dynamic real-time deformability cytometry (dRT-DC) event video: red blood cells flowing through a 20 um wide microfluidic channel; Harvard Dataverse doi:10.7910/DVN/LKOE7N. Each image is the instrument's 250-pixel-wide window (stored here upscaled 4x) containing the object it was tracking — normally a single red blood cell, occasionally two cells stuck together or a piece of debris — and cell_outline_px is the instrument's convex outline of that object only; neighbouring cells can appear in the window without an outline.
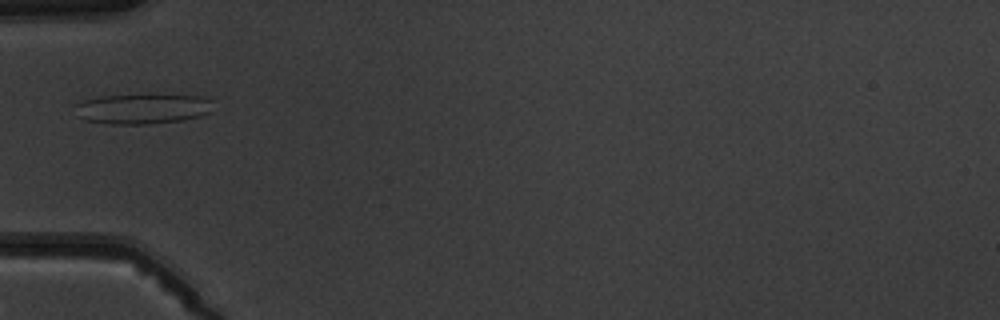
{"species": "common noctule bat (a hibernating species)", "species_latin": "Nyctalus noctula", "temperature_condition": "warm", "stored_images_in_passage": 5, "camera_frame_rate_fps": 3000, "um_per_image_px": 0.085, "animal": {"sex": "male", "body_mass_g": 19.5, "forearm_length_mm": 54.6}, "frame": {"image": 1, "passage_image": 4, "time_ms": 3.667, "image_size_px": [1000, 320], "cell_outline_px": [[212, 112], [200, 116], [180, 120], [148, 124], [108, 124], [88, 120], [80, 116], [76, 104], [84, 100], [104, 96], [200, 96], [212, 100]], "centroid_in_image_um": [12.17, 9.26], "position_along_channel_um": 72.8, "area_um2": 23.47}}
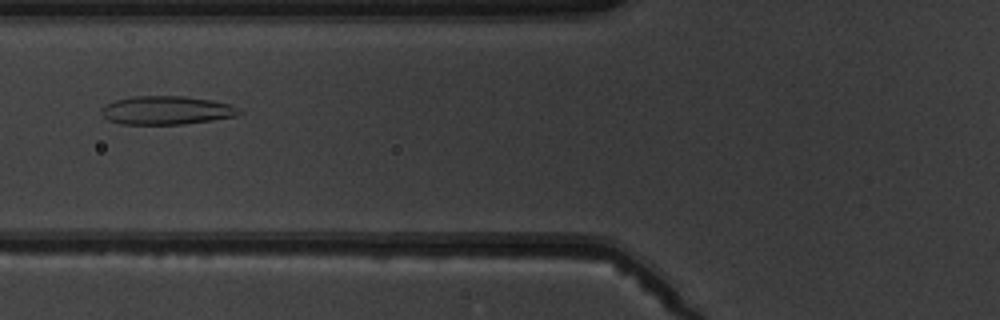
{"frame": {"image": 2, "passage_image": 5, "time_ms": 4.667, "image_size_px": [1000, 320], "cell_outline_px": [[244, 112], [236, 116], [212, 120], [184, 124], [120, 124], [108, 120], [100, 112], [100, 108], [116, 100], [132, 96], [184, 96], [212, 100], [228, 104], [240, 108]], "centroid_in_image_um": [14.17, 9.38], "position_along_channel_um": 111.6, "area_um2": 22.95}}